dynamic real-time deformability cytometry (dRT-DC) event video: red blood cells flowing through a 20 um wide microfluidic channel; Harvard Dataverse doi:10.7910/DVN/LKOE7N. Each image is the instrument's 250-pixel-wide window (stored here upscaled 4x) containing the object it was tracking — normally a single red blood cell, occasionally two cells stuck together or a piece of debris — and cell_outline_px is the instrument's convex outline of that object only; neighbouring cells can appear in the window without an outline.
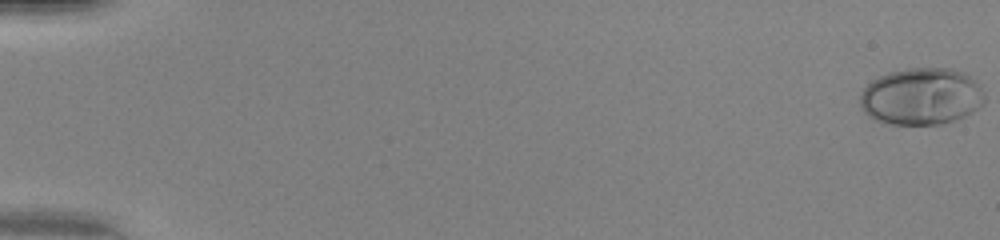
{"species": "human", "species_latin": "Homo sapiens", "temperature_condition": "warm", "stored_images_in_passage": 51, "camera_frame_rate_fps": 3000, "um_per_image_px": 0.085, "donor": {"sex": "female"}, "frame": {"image": 1, "passage_image": 1, "time_ms": 0.0, "image_size_px": [1000, 240], "cell_outline_px": [[984, 104], [972, 112], [964, 116], [944, 124], [892, 124], [876, 120], [864, 112], [860, 104], [860, 96], [864, 88], [872, 80], [888, 72], [908, 68], [952, 68], [964, 72], [984, 92]], "centroid_in_image_um": [78.31, 8.19], "position_along_channel_um": 6.7, "area_um2": 41.21}}
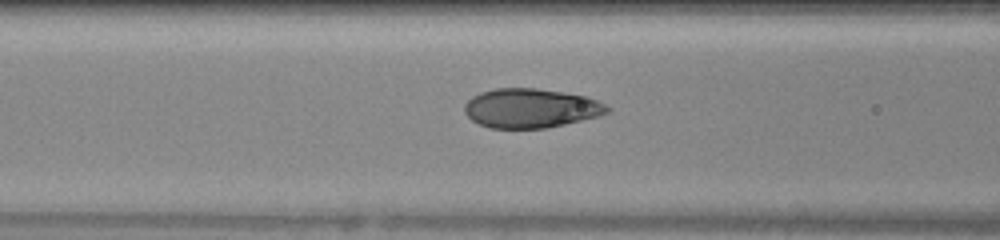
{"frame": {"image": 2, "passage_image": 23, "time_ms": 7.333, "image_size_px": [1000, 240], "cell_outline_px": [[612, 108], [608, 112], [600, 116], [548, 128], [488, 128], [472, 120], [464, 112], [464, 104], [472, 96], [480, 92], [496, 88], [536, 88], [584, 96], [596, 100]], "centroid_in_image_um": [45.1, 9.2], "position_along_channel_um": 121.5, "area_um2": 32.66}}
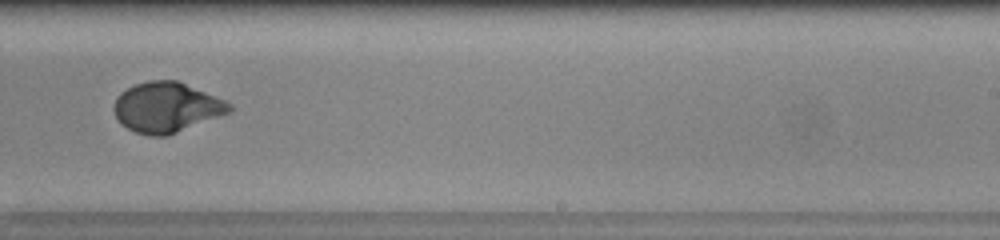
{"frame": {"image": 3, "passage_image": 34, "time_ms": 11.0, "image_size_px": [1000, 240], "cell_outline_px": [[232, 112], [168, 136], [148, 136], [136, 132], [128, 128], [116, 116], [112, 108], [116, 96], [120, 92], [136, 84], [148, 80], [176, 80], [224, 100], [232, 104]], "centroid_in_image_um": [14.16, 9.13], "position_along_channel_um": 274.8, "area_um2": 33.7}, "authors_computed_cell_mechanics": {"area_um2": 33.6974, "velocity_mm_per_s": 4.1859, "shape_relaxation_time_tau1_ms": 3.3693, "shape_relaxation_time_tau2_ms": null, "deformation_change_tau1": 0.217, "deformation_change_tau2": null}}